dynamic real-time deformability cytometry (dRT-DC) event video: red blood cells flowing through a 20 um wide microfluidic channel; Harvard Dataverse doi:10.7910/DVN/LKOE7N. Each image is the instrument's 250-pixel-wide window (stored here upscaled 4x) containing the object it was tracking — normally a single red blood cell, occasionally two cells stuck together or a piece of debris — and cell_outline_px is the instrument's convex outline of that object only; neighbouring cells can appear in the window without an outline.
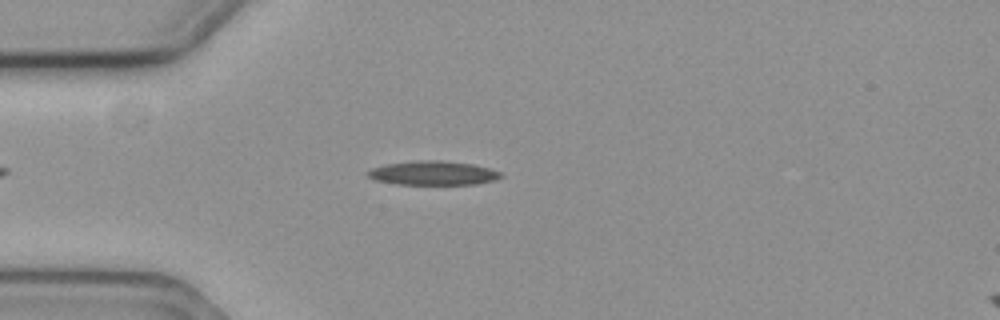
{"species": "common noctule bat (a hibernating species)", "species_latin": "Nyctalus noctula", "temperature_condition": "cold", "stored_images_in_passage": 8, "camera_frame_rate_fps": 3000, "um_per_image_px": 0.085, "animal": {"sex": "female", "body_mass_g": 19.3, "forearm_length_mm": 54.1}, "frame": {"image": 1, "passage_image": 6, "time_ms": 1.667, "image_size_px": [1000, 320], "cell_outline_px": [[504, 176], [492, 180], [476, 184], [396, 184], [376, 180], [368, 176], [368, 172], [372, 168], [388, 164], [420, 160], [440, 160], [472, 164], [488, 168], [500, 172]], "centroid_in_image_um": [36.82, 14.71], "position_along_channel_um": 48.2, "area_um2": 18.32}}